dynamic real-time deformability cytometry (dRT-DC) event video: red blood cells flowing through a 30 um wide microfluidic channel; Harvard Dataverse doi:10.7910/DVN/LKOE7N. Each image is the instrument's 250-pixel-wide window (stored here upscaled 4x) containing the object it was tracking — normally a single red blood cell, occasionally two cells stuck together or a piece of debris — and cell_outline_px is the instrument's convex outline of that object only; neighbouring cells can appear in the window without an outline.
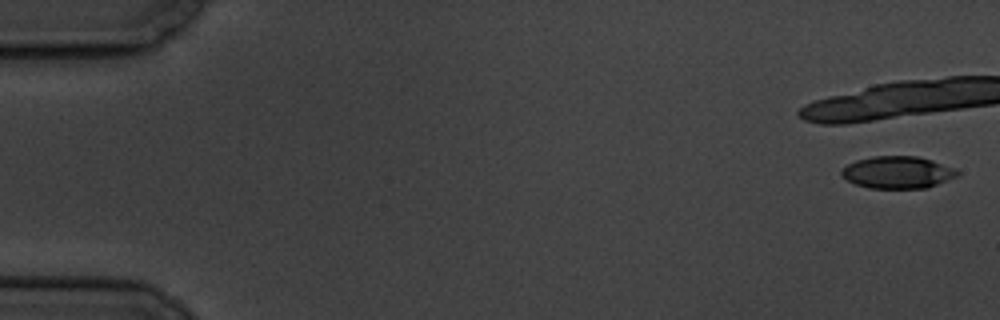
{"species": "common noctule bat (a hibernating species)", "species_latin": "Nyctalus noctula", "temperature_condition": "cold", "stored_images_in_passage": 7, "camera_frame_rate_fps": 3000, "um_per_image_px": 0.085, "animal": {"sex": "male", "body_mass_g": 19.5, "forearm_length_mm": 54.6}, "frame": {"image": 1, "passage_image": 1, "time_ms": 0.0, "image_size_px": [1000, 320], "cell_outline_px": [[960, 172], [956, 176], [928, 188], [868, 188], [856, 184], [840, 176], [840, 168], [856, 160], [872, 156], [916, 156], [932, 160], [956, 168]], "centroid_in_image_um": [76.27, 14.64], "position_along_channel_um": 8.7, "area_um2": 21.85}}